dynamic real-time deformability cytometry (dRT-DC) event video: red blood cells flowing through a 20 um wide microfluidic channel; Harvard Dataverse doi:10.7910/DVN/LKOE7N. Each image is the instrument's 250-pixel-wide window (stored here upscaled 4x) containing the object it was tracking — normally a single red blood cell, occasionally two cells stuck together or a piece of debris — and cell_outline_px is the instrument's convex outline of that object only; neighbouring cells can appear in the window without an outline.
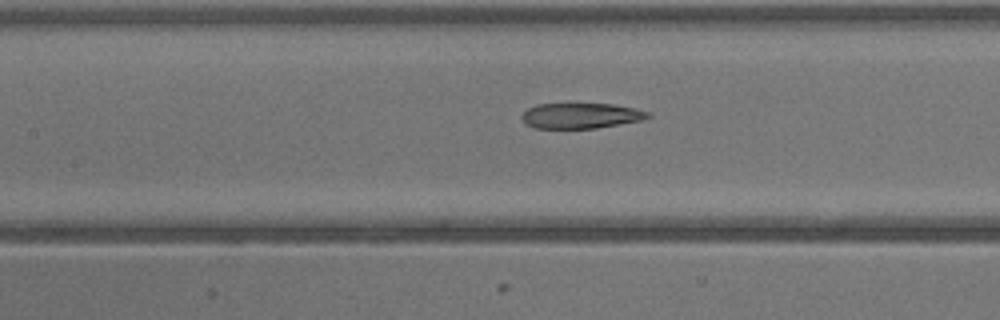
{"species": "common noctule bat (a hibernating species)", "species_latin": "Nyctalus noctula", "temperature_condition": "warm", "stored_images_in_passage": 13, "camera_frame_rate_fps": 3000, "um_per_image_px": 0.085, "animal": {"sex": "male", "body_mass_g": 13.3}, "frame": {"image": 1, "passage_image": 13, "time_ms": 4.0, "image_size_px": [1000, 320], "cell_outline_px": [[652, 116], [644, 120], [596, 128], [536, 128], [524, 124], [520, 116], [528, 108], [536, 104], [612, 104], [632, 108], [648, 112]], "centroid_in_image_um": [49.35, 9.84], "position_along_channel_um": 158.1, "area_um2": 18.67}}